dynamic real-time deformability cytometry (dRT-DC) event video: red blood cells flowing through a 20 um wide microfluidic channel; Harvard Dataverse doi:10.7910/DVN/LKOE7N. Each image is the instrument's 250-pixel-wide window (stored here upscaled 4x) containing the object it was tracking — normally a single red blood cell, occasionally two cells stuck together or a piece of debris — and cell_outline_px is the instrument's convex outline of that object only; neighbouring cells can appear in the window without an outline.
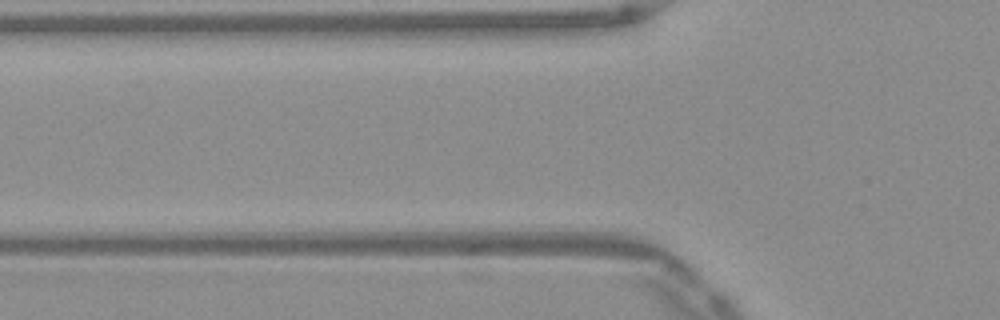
{"species": "Egyptian fruit bat (a non-hibernating species)", "species_latin": "Rousettus aegyptiacus", "temperature_condition": "warm", "stored_images_in_passage": 4, "camera_frame_rate_fps": 3000, "um_per_image_px": 0.085, "frame": {"image": 1, "passage_image": 2, "time_ms": 0.333, "image_size_px": [1000, 320], "cell_outline_px": [[628, 240], [624, 244], [480, 244], [480, 240], [496, 232], [576, 232]], "centroid_in_image_um": [46.64, 20.28], "position_along_channel_um": 79.2, "area_um2": 10.81}}